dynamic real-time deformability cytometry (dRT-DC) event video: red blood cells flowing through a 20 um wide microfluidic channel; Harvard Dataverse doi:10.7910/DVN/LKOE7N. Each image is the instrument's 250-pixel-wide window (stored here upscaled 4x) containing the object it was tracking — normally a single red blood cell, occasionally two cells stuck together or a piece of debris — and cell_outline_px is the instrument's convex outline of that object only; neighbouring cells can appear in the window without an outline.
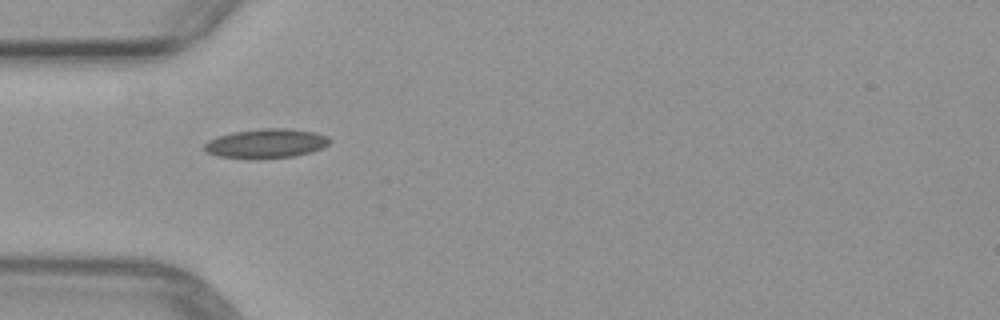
{"species": "common noctule bat (a hibernating species)", "species_latin": "Nyctalus noctula", "temperature_condition": "warm", "stored_images_in_passage": 2, "camera_frame_rate_fps": 3000, "um_per_image_px": 0.085, "animal": {"sex": "female", "body_mass_g": 29.2, "forearm_length_mm": 56.3}, "frame": {"image": 1, "passage_image": 1, "time_ms": 0.0, "image_size_px": [1000, 320], "cell_outline_px": [[332, 140], [328, 144], [312, 152], [296, 156], [220, 156], [208, 152], [204, 148], [204, 144], [208, 140], [216, 136], [232, 132], [264, 128], [288, 128], [316, 132], [328, 136]], "centroid_in_image_um": [22.68, 12.14], "position_along_channel_um": 62.3, "area_um2": 20.63}}
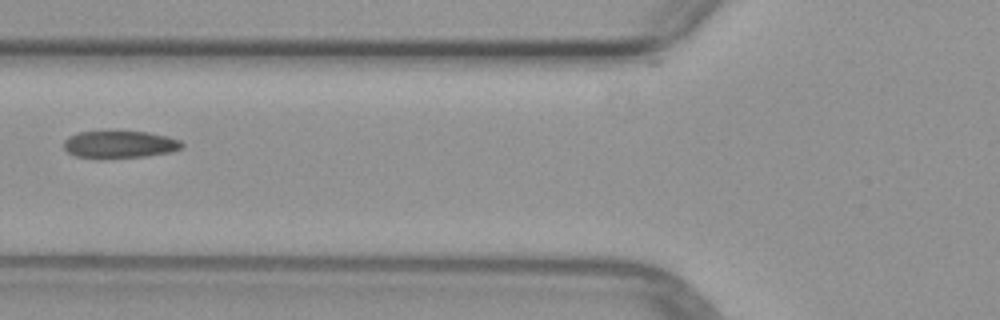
{"frame": {"image": 2, "passage_image": 2, "time_ms": 1.333, "image_size_px": [1000, 320], "cell_outline_px": [[184, 148], [168, 152], [144, 156], [100, 160], [96, 160], [76, 156], [68, 152], [64, 148], [64, 140], [68, 136], [80, 132], [148, 132], [168, 136], [180, 140], [184, 144]], "centroid_in_image_um": [10.15, 12.3], "position_along_channel_um": 115.6, "area_um2": 19.07}}